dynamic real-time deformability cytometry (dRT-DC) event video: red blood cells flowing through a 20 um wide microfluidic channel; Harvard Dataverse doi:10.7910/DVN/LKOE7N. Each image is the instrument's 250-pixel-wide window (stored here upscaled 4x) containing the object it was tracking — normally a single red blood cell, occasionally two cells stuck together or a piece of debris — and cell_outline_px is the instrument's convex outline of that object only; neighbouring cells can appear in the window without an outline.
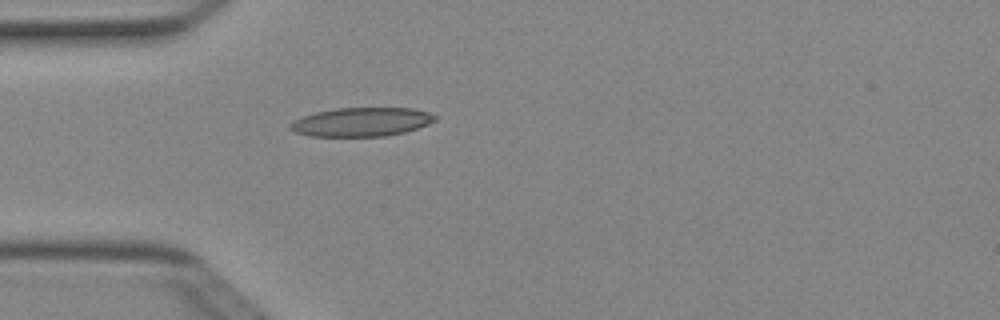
{"species": "Egyptian fruit bat (a non-hibernating species)", "species_latin": "Rousettus aegyptiacus", "temperature_condition": "cold", "stored_images_in_passage": 2, "camera_frame_rate_fps": 3000, "um_per_image_px": 0.085, "animal": {"sex": "female"}, "frame": {"image": 1, "passage_image": 2, "time_ms": 0.333, "image_size_px": [1000, 320], "cell_outline_px": [[436, 120], [428, 124], [404, 132], [384, 136], [312, 136], [296, 132], [288, 128], [288, 124], [292, 120], [316, 112], [336, 108], [412, 108], [428, 112], [436, 116]], "centroid_in_image_um": [30.7, 10.36], "position_along_channel_um": 54.3, "area_um2": 24.22}}